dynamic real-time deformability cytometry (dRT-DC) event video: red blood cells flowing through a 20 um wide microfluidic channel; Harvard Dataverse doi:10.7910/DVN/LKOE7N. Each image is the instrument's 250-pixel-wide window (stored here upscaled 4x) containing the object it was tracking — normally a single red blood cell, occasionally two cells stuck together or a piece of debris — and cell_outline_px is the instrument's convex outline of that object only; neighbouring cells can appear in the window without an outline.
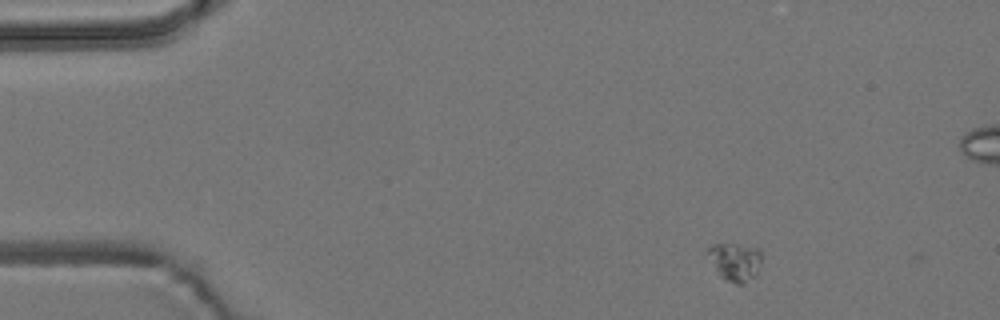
{"species": "common noctule bat (a hibernating species)", "species_latin": "Nyctalus noctula", "temperature_condition": "room temperature", "stored_images_in_passage": 4, "camera_frame_rate_fps": 3000, "um_per_image_px": 0.085, "animal": {"sex": "male", "body_mass_g": 19.2, "forearm_length_mm": 51.8}, "frame": {"image": 1, "passage_image": 1, "time_ms": 0.0, "image_size_px": [1000, 320], "cell_outline_px": [[760, 260], [756, 272], [744, 284], [736, 284], [728, 280], [716, 268], [708, 252], [708, 248], [712, 244], [736, 244], [760, 248]], "centroid_in_image_um": [62.51, 22.2], "position_along_channel_um": 22.5, "area_um2": 11.21}}